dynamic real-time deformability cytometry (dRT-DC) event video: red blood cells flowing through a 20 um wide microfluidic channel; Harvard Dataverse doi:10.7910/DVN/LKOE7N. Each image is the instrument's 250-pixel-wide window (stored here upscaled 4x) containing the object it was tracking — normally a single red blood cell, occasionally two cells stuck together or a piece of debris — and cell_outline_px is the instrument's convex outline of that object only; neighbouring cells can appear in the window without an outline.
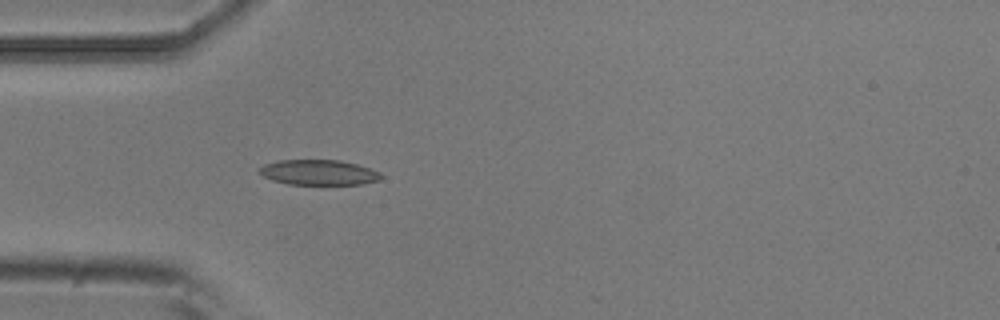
{"species": "common noctule bat (a hibernating species)", "species_latin": "Nyctalus noctula", "temperature_condition": "room temperature", "stored_images_in_passage": 4, "camera_frame_rate_fps": 3000, "um_per_image_px": 0.085, "animal": {"sex": "male", "body_mass_g": 20.5, "forearm_length_mm": 52.5}, "frame": {"image": 1, "passage_image": 4, "time_ms": 1.0, "image_size_px": [1000, 320], "cell_outline_px": [[384, 176], [380, 180], [364, 184], [288, 184], [272, 180], [264, 176], [260, 172], [260, 168], [264, 164], [280, 160], [340, 160], [356, 164], [380, 172]], "centroid_in_image_um": [27.13, 14.66], "position_along_channel_um": 57.9, "area_um2": 17.8}}